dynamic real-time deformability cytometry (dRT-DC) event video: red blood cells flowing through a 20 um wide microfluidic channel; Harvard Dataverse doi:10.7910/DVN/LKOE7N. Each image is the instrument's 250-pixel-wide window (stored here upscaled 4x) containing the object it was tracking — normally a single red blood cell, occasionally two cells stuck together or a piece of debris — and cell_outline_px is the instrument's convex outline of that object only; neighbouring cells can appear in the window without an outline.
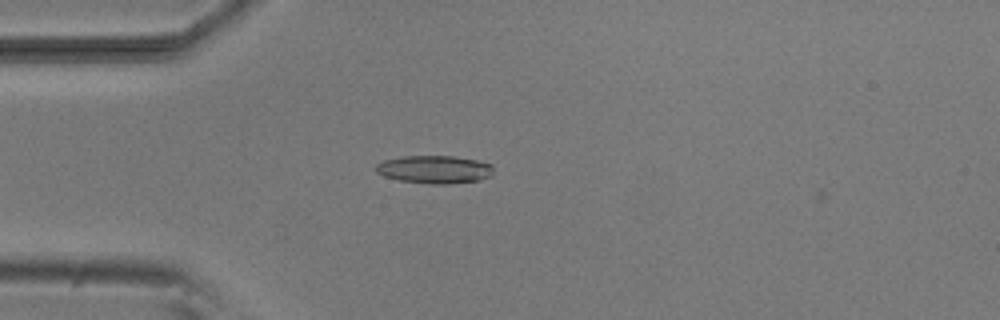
{"species": "common noctule bat (a hibernating species)", "species_latin": "Nyctalus noctula", "temperature_condition": "room temperature", "stored_images_in_passage": 39, "camera_frame_rate_fps": 3000, "um_per_image_px": 0.085, "animal": {"sex": "male", "body_mass_g": 20.5, "forearm_length_mm": 52.5}, "frame": {"image": 1, "passage_image": 6, "time_ms": 1.667, "image_size_px": [1000, 320], "cell_outline_px": [[492, 176], [480, 180], [448, 184], [428, 184], [400, 180], [384, 176], [376, 172], [372, 168], [376, 164], [384, 160], [400, 156], [456, 156], [476, 160], [492, 164]], "centroid_in_image_um": [36.91, 14.4], "position_along_channel_um": 48.1, "area_um2": 19.36}}
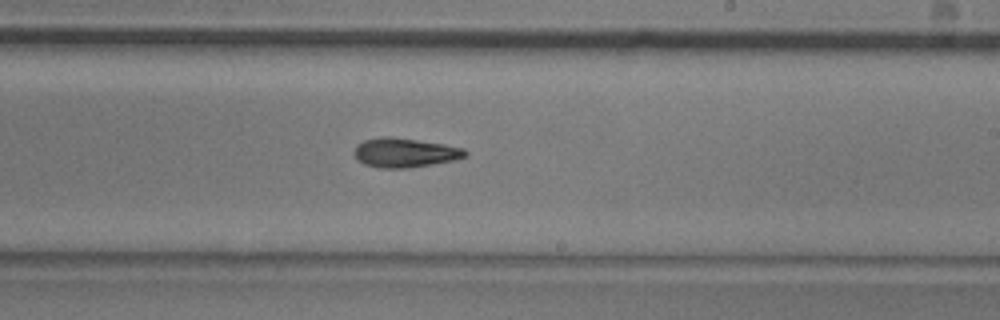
{"frame": {"image": 2, "passage_image": 23, "time_ms": 7.333, "image_size_px": [1000, 320], "cell_outline_px": [[468, 156], [452, 160], [408, 168], [376, 168], [364, 164], [352, 152], [356, 144], [364, 140], [384, 136], [388, 136], [444, 144], [464, 148], [468, 152]], "centroid_in_image_um": [34.38, 12.97], "position_along_channel_um": 254.6, "area_um2": 18.9}}
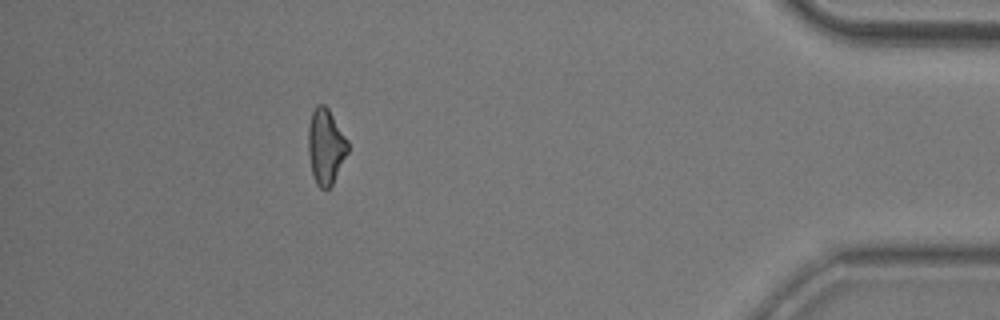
{"frame": {"image": 3, "passage_image": 39, "time_ms": 12.667, "image_size_px": [1000, 320], "cell_outline_px": [[348, 152], [332, 184], [328, 188], [320, 188], [316, 184], [312, 172], [308, 152], [308, 124], [312, 112], [316, 104], [324, 104], [328, 108], [348, 140]], "centroid_in_image_um": [27.68, 12.42], "position_along_channel_um": 407.5, "area_um2": 17.34}, "authors_computed_cell_mechanics": {"area_um2": 18.1492, "velocity_mm_per_s": 3.8523, "shape_relaxation_time_tau1_ms": 5.6853, "shape_relaxation_time_tau2_ms": 8.4264, "deformation_change_tau1": 0.1459, "deformation_change_tau2": 0.1989}}